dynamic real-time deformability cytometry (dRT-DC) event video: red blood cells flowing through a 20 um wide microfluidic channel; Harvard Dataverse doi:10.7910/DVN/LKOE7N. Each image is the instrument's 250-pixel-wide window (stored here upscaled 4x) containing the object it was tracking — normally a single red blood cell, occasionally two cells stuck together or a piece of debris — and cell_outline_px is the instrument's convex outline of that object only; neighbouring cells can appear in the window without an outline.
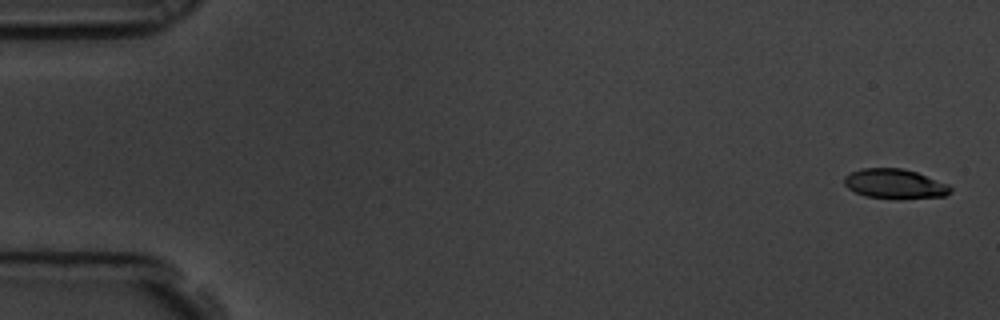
{"species": "common noctule bat (a hibernating species)", "species_latin": "Nyctalus noctula", "temperature_condition": "room temperature", "stored_images_in_passage": 6, "camera_frame_rate_fps": 3000, "um_per_image_px": 0.085, "animal": {"sex": "male", "body_mass_g": 19.5, "forearm_length_mm": 54.6}, "frame": {"image": 1, "passage_image": 1, "time_ms": 0.0, "image_size_px": [1000, 320], "cell_outline_px": [[952, 192], [944, 196], [900, 200], [896, 200], [864, 196], [848, 188], [844, 184], [844, 176], [860, 168], [900, 168], [916, 172], [948, 184], [952, 188]], "centroid_in_image_um": [76.06, 15.65], "position_along_channel_um": 8.9, "area_um2": 18.67}}
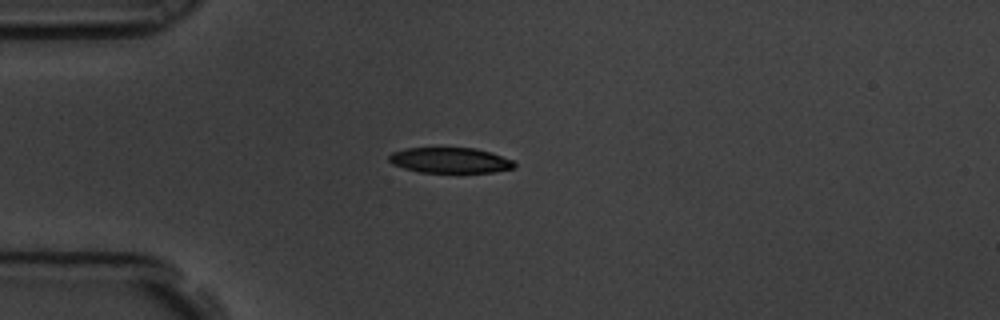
{"frame": {"image": 2, "passage_image": 5, "time_ms": 1.333, "image_size_px": [1000, 320], "cell_outline_px": [[516, 168], [492, 172], [420, 172], [404, 168], [392, 164], [388, 160], [388, 156], [392, 152], [404, 148], [476, 148], [492, 152], [512, 160], [516, 164]], "centroid_in_image_um": [38.26, 13.62], "position_along_channel_um": 46.7, "area_um2": 18.67}}